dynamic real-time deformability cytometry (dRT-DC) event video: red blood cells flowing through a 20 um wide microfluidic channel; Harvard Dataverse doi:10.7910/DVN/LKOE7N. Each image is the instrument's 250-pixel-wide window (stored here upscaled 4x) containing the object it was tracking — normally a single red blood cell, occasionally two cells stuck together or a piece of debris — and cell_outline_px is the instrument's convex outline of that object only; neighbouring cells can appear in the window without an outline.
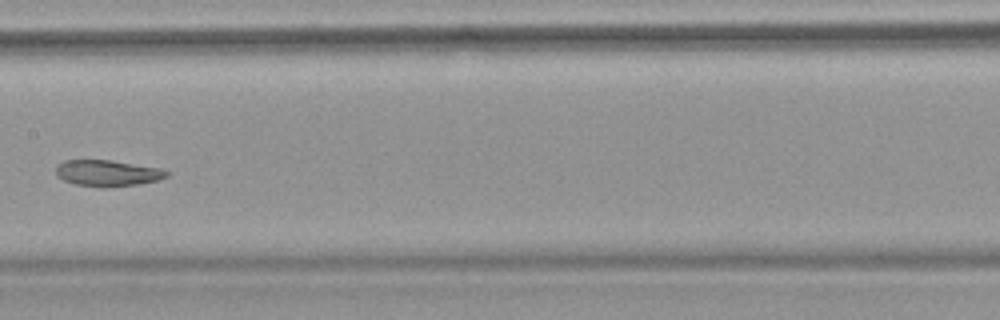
{"species": "common noctule bat (a hibernating species)", "species_latin": "Nyctalus noctula", "temperature_condition": "warm", "stored_images_in_passage": 9, "camera_frame_rate_fps": 3000, "um_per_image_px": 0.085, "animal": {"sex": "female", "body_mass_g": 18.4}, "frame": {"image": 1, "passage_image": 8, "time_ms": 9.333, "image_size_px": [1000, 320], "cell_outline_px": [[168, 176], [156, 180], [136, 184], [100, 188], [76, 184], [64, 180], [56, 176], [56, 164], [64, 160], [112, 160], [164, 168], [168, 172]], "centroid_in_image_um": [9.12, 14.7], "position_along_channel_um": 198.3, "area_um2": 17.05}}
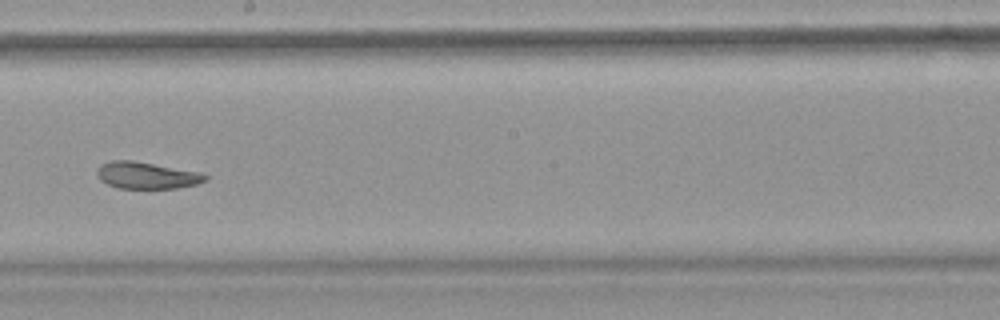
{"frame": {"image": 2, "passage_image": 9, "time_ms": 10.333, "image_size_px": [1000, 320], "cell_outline_px": [[208, 180], [196, 184], [176, 188], [116, 188], [100, 180], [96, 172], [100, 164], [112, 160], [132, 160], [200, 172], [208, 176]], "centroid_in_image_um": [12.45, 14.9], "position_along_channel_um": 235.7, "area_um2": 16.88}}